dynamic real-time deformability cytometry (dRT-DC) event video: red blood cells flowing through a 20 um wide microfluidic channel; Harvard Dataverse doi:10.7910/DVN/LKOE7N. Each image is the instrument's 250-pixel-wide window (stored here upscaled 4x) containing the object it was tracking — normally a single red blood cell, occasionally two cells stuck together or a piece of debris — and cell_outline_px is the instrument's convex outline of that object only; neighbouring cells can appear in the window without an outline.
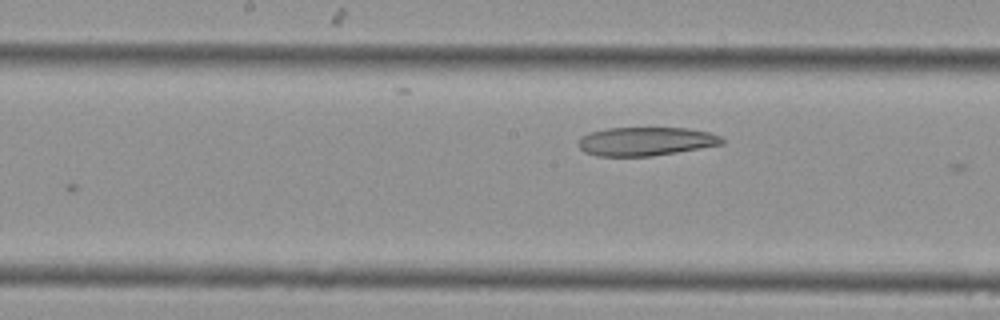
{"species": "Egyptian fruit bat (a non-hibernating species)", "species_latin": "Rousettus aegyptiacus", "temperature_condition": "cold", "stored_images_in_passage": 8, "camera_frame_rate_fps": 3000, "um_per_image_px": 0.085, "animal": {"sex": "female"}, "frame": {"image": 1, "passage_image": 8, "time_ms": 2.333, "image_size_px": [1000, 320], "cell_outline_px": [[724, 144], [652, 156], [596, 156], [584, 152], [580, 148], [580, 136], [588, 132], [608, 128], [688, 128], [708, 132], [720, 136], [724, 140]], "centroid_in_image_um": [54.88, 12.01], "position_along_channel_um": 193.3, "area_um2": 23.93}}